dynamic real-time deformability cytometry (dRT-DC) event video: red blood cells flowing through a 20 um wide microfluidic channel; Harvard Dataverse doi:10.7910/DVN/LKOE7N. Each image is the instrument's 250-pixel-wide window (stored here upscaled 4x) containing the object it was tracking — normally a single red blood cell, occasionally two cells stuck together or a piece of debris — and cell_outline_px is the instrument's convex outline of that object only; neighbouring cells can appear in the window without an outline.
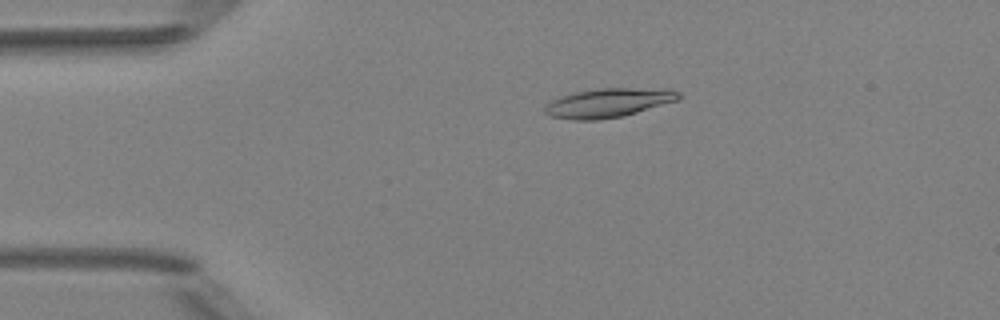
{"species": "Egyptian fruit bat (a non-hibernating species)", "species_latin": "Rousettus aegyptiacus", "temperature_condition": "room temperature", "stored_images_in_passage": 4, "camera_frame_rate_fps": 3000, "um_per_image_px": 0.085, "animal": {"sex": "female"}, "frame": {"image": 1, "passage_image": 3, "time_ms": 2.333, "image_size_px": [1000, 320], "cell_outline_px": [[680, 96], [676, 100], [624, 116], [596, 120], [572, 120], [548, 116], [544, 112], [544, 108], [552, 100], [560, 96], [576, 92], [596, 88], [672, 88], [680, 92]], "centroid_in_image_um": [51.7, 8.73], "position_along_channel_um": 33.3, "area_um2": 22.77}}